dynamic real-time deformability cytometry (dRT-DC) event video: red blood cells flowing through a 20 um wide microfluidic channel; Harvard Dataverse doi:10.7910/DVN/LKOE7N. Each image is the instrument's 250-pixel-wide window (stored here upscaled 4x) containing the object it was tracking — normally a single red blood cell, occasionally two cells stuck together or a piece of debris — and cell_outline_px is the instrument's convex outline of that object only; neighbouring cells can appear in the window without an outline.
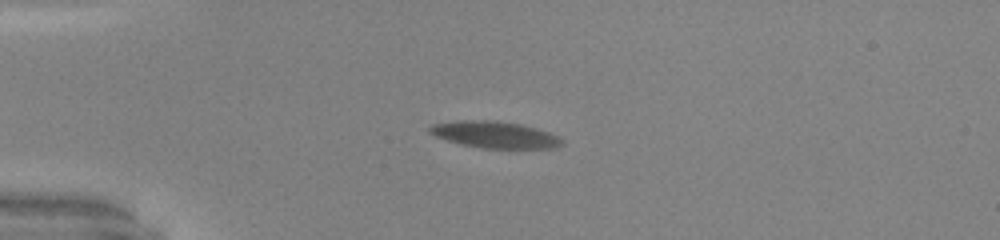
{"species": "common noctule bat (a hibernating species)", "species_latin": "Nyctalus noctula", "temperature_condition": "warm", "stored_images_in_passage": 40, "camera_frame_rate_fps": 3000, "um_per_image_px": 0.085, "animal": {"sex": "male", "body_mass_g": 20.0, "forearm_length_mm": 53.3}, "frame": {"image": 1, "passage_image": 7, "time_ms": 2.0, "image_size_px": [1000, 240], "cell_outline_px": [[564, 144], [556, 148], [480, 148], [460, 144], [436, 136], [428, 132], [428, 128], [432, 124], [456, 120], [492, 120], [520, 124], [536, 128], [560, 136], [564, 140]], "centroid_in_image_um": [42.07, 11.45], "position_along_channel_um": 42.9, "area_um2": 20.69}}
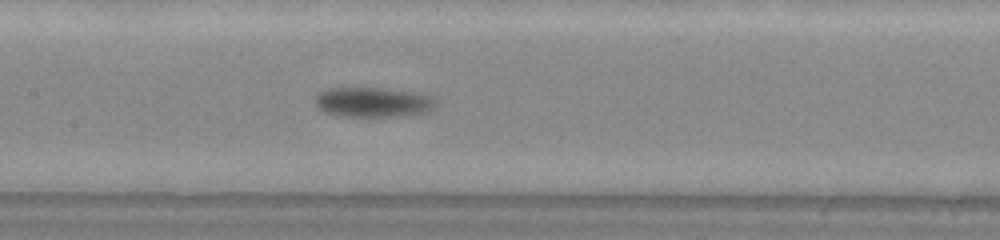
{"frame": {"image": 2, "passage_image": 20, "time_ms": 6.333, "image_size_px": [1000, 240], "cell_outline_px": [[436, 104], [428, 112], [396, 116], [336, 116], [324, 112], [316, 104], [316, 96], [320, 92], [328, 88], [384, 88], [424, 92], [432, 96], [436, 100]], "centroid_in_image_um": [31.76, 8.67], "position_along_channel_um": 175.6, "area_um2": 21.21}}
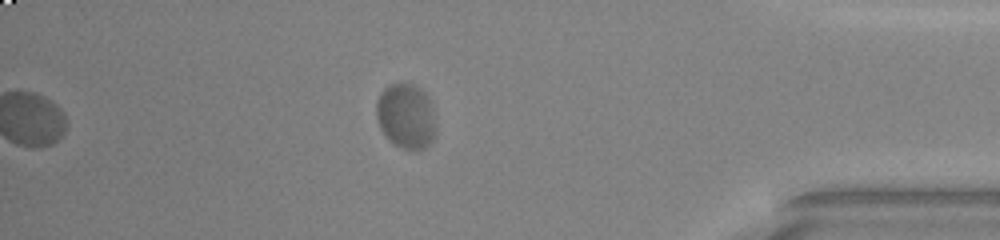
{"frame": {"image": 3, "passage_image": 40, "time_ms": 13.0, "image_size_px": [1000, 240], "cell_outline_px": [[436, 136], [424, 148], [416, 152], [412, 152], [400, 148], [388, 140], [380, 128], [376, 116], [376, 100], [380, 92], [388, 84], [400, 80], [416, 84], [428, 96], [432, 104], [436, 128]], "centroid_in_image_um": [34.51, 9.85], "position_along_channel_um": 400.7, "area_um2": 23.64}, "authors_computed_cell_mechanics": {"area_um2": 21.1837, "velocity_mm_per_s": 3.8726, "shape_relaxation_time_tau1_ms": 3.0219, "shape_relaxation_time_tau2_ms": null, "deformation_change_tau1": 0.1616, "deformation_change_tau2": null}}